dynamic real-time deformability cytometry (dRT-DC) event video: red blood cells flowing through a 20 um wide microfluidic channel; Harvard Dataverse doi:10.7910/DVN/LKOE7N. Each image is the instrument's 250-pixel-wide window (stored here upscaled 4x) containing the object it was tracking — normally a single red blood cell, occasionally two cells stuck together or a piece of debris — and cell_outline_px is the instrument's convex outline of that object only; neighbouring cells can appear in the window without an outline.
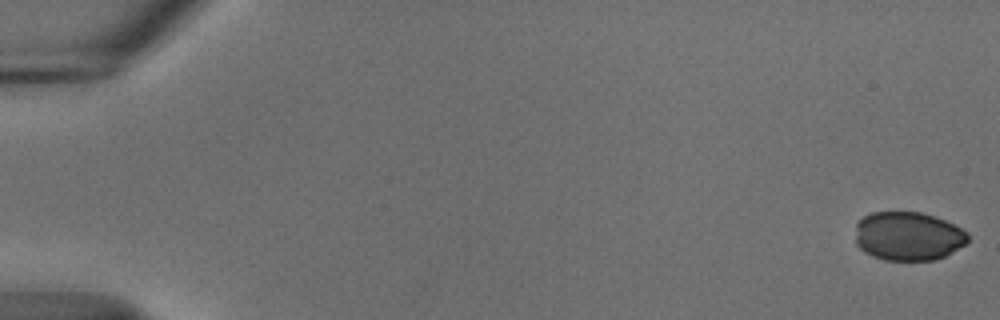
{"species": "common noctule bat (a hibernating species)", "species_latin": "Nyctalus noctula", "temperature_condition": "cold", "stored_images_in_passage": 55, "camera_frame_rate_fps": 3000, "um_per_image_px": 0.085, "animal": {"sex": "male", "body_mass_g": 18.8}, "frame": {"image": 1, "passage_image": 1, "time_ms": 0.0, "image_size_px": [1000, 320], "cell_outline_px": [[968, 240], [964, 244], [952, 252], [936, 260], [884, 260], [872, 256], [864, 252], [856, 244], [856, 224], [864, 216], [872, 212], [920, 212], [944, 220], [968, 232]], "centroid_in_image_um": [77.17, 20.08], "position_along_channel_um": 7.8, "area_um2": 31.91}}
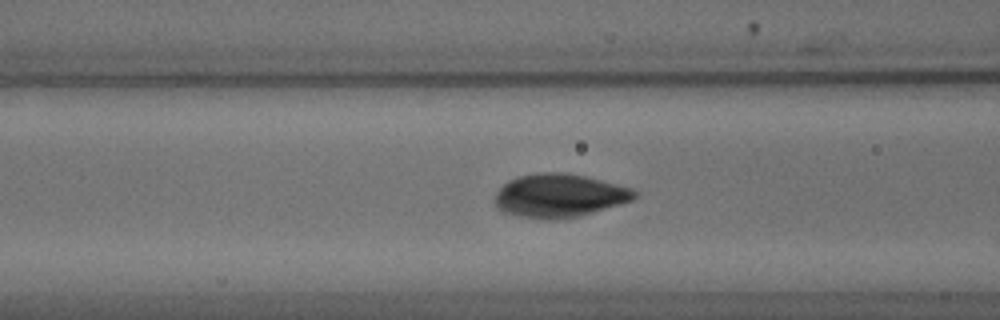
{"frame": {"image": 2, "passage_image": 23, "time_ms": 7.333, "image_size_px": [1000, 320], "cell_outline_px": [[636, 196], [632, 200], [620, 204], [580, 216], [556, 220], [548, 220], [520, 216], [504, 212], [496, 208], [496, 192], [508, 180], [516, 176], [540, 172], [564, 172], [584, 176], [632, 188], [636, 192]], "centroid_in_image_um": [47.52, 16.63], "position_along_channel_um": 119.1, "area_um2": 35.26}}
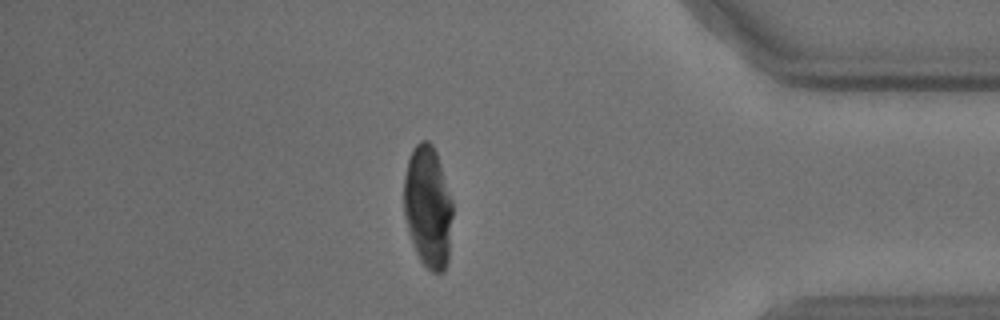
{"frame": {"image": 3, "passage_image": 48, "time_ms": 15.667, "image_size_px": [1000, 320], "cell_outline_px": [[452, 216], [448, 264], [444, 272], [432, 272], [420, 260], [416, 252], [408, 228], [404, 212], [404, 176], [408, 160], [412, 148], [420, 140], [428, 140], [432, 144], [436, 152], [452, 200]], "centroid_in_image_um": [36.38, 17.57], "position_along_channel_um": 398.8, "area_um2": 34.51}}